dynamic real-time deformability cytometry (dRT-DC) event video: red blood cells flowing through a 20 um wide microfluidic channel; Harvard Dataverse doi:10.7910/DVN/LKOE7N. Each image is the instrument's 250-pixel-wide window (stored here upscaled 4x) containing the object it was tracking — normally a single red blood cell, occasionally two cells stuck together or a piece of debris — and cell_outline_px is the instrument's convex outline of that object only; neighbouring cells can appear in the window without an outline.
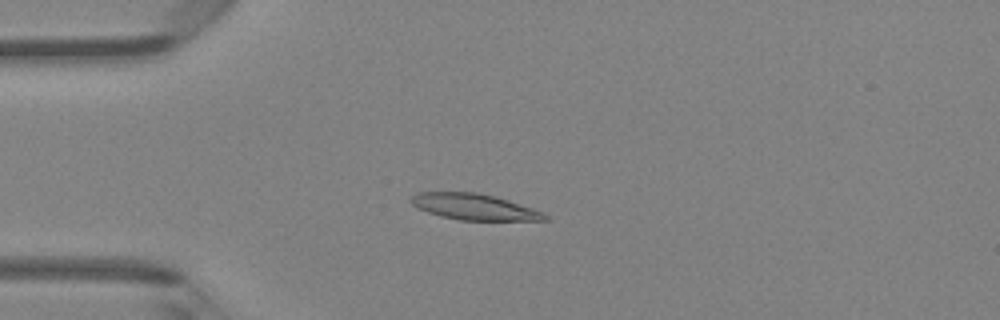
{"species": "Egyptian fruit bat (a non-hibernating species)", "species_latin": "Rousettus aegyptiacus", "temperature_condition": "room temperature", "stored_images_in_passage": 42, "camera_frame_rate_fps": 3000, "um_per_image_px": 0.085, "animal": {"sex": "female"}, "frame": {"image": 1, "passage_image": 7, "time_ms": 2.0, "image_size_px": [1000, 320], "cell_outline_px": [[548, 220], [460, 220], [440, 216], [416, 208], [408, 200], [416, 192], [476, 192], [496, 196], [544, 212], [548, 216]], "centroid_in_image_um": [40.27, 17.57], "position_along_channel_um": 44.7, "area_um2": 20.4}}
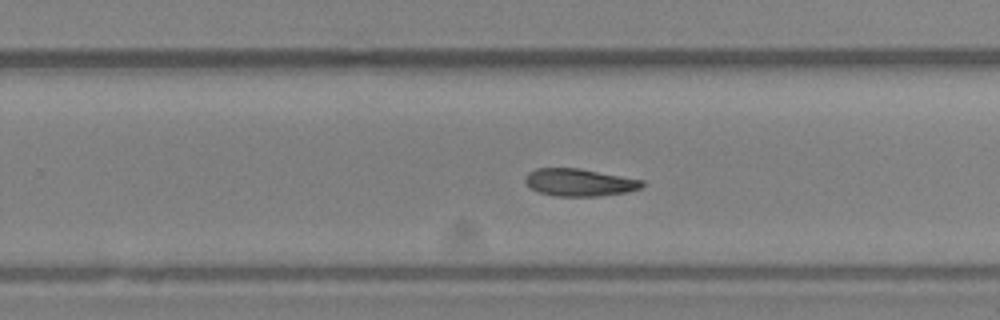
{"frame": {"image": 2, "passage_image": 25, "time_ms": 8.0, "image_size_px": [1000, 320], "cell_outline_px": [[644, 184], [640, 188], [628, 192], [600, 196], [556, 196], [540, 192], [532, 188], [524, 180], [524, 176], [528, 172], [536, 168], [580, 168], [644, 180]], "centroid_in_image_um": [49.26, 15.5], "position_along_channel_um": 280.5, "area_um2": 18.73}}
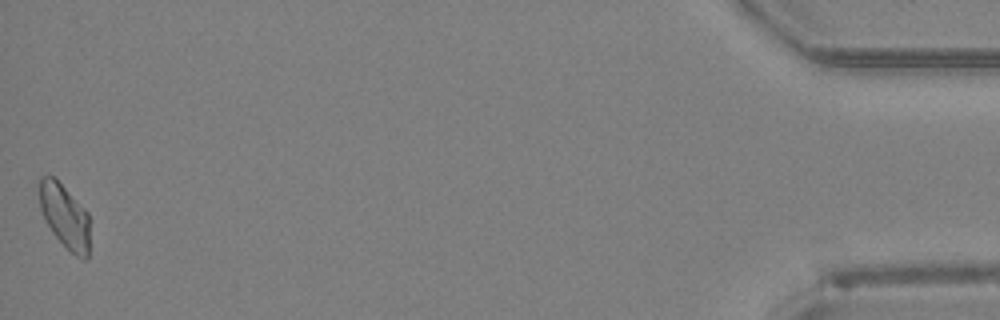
{"frame": {"image": 3, "passage_image": 42, "time_ms": 13.667, "image_size_px": [1000, 320], "cell_outline_px": [[88, 256], [84, 260], [76, 256], [52, 232], [40, 208], [36, 180], [40, 176], [52, 176], [88, 212]], "centroid_in_image_um": [5.45, 18.32], "position_along_channel_um": 429.8, "area_um2": 18.5}}